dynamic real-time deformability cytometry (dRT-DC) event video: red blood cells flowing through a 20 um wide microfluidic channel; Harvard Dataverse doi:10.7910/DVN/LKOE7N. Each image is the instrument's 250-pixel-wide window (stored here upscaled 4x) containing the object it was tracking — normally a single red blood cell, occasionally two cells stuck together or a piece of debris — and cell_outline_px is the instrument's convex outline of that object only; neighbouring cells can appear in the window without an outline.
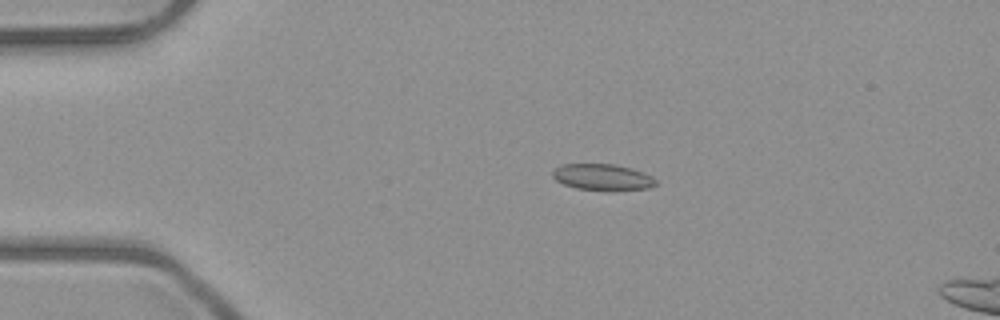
{"species": "common noctule bat (a hibernating species)", "species_latin": "Nyctalus noctula", "temperature_condition": "room temperature", "stored_images_in_passage": 4, "camera_frame_rate_fps": 3000, "um_per_image_px": 0.085, "animal": {"sex": "male", "body_mass_g": 23.1, "forearm_length_mm": 52.7}, "frame": {"image": 1, "passage_image": 3, "time_ms": 2.333, "image_size_px": [1000, 320], "cell_outline_px": [[656, 184], [648, 188], [576, 188], [564, 184], [556, 180], [552, 176], [552, 172], [556, 168], [564, 164], [616, 164], [632, 168], [652, 176], [656, 180]], "centroid_in_image_um": [51.19, 15.0], "position_along_channel_um": 33.8, "area_um2": 15.03}}